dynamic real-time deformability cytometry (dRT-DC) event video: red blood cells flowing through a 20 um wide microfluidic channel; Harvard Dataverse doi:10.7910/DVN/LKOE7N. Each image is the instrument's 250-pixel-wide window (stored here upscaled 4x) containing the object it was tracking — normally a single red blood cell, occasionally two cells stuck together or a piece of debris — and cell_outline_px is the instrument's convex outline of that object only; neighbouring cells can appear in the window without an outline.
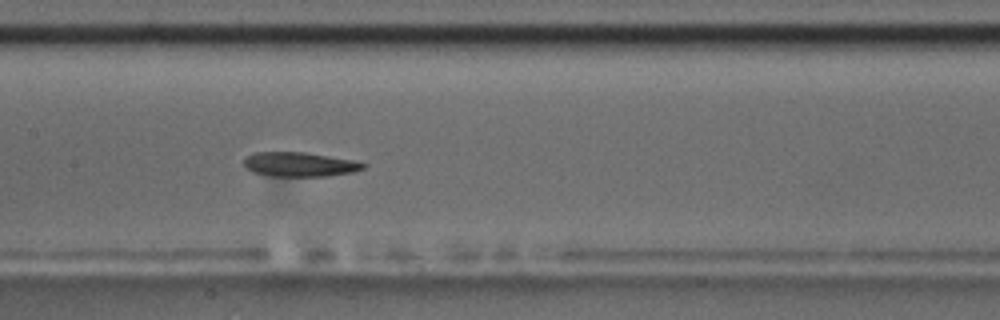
{"species": "common noctule bat (a hibernating species)", "species_latin": "Nyctalus noctula", "temperature_condition": "room temperature", "stored_images_in_passage": 11, "camera_frame_rate_fps": 3000, "um_per_image_px": 0.085, "animal": {"sex": "male", "body_mass_g": 17.5, "forearm_length_mm": 52.3}, "frame": {"image": 1, "passage_image": 8, "time_ms": 8.667, "image_size_px": [1000, 320], "cell_outline_px": [[368, 164], [364, 168], [352, 172], [328, 176], [272, 176], [252, 172], [244, 164], [244, 156], [256, 152], [308, 152], [352, 160]], "centroid_in_image_um": [25.46, 13.96], "position_along_channel_um": 181.9, "area_um2": 16.99}}